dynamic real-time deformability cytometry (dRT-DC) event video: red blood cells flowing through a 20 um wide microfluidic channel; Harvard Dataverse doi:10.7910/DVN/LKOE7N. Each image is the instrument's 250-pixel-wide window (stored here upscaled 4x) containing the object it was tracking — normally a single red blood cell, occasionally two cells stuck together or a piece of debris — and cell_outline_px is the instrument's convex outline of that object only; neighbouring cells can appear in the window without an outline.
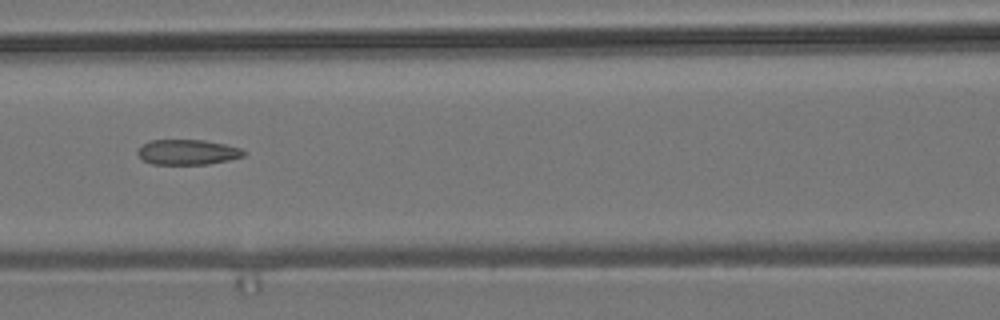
{"species": "common noctule bat (a hibernating species)", "species_latin": "Nyctalus noctula", "temperature_condition": "room temperature", "stored_images_in_passage": 6, "camera_frame_rate_fps": 3000, "um_per_image_px": 0.085, "animal": {"sex": "male", "body_mass_g": 19.2, "forearm_length_mm": 51.8}, "frame": {"image": 1, "passage_image": 4, "time_ms": 3.333, "image_size_px": [1000, 320], "cell_outline_px": [[248, 152], [244, 156], [228, 160], [208, 164], [152, 164], [144, 160], [136, 152], [144, 144], [152, 140], [204, 140], [224, 144], [240, 148]], "centroid_in_image_um": [15.98, 12.93], "position_along_channel_um": 150.6, "area_um2": 15.43}}
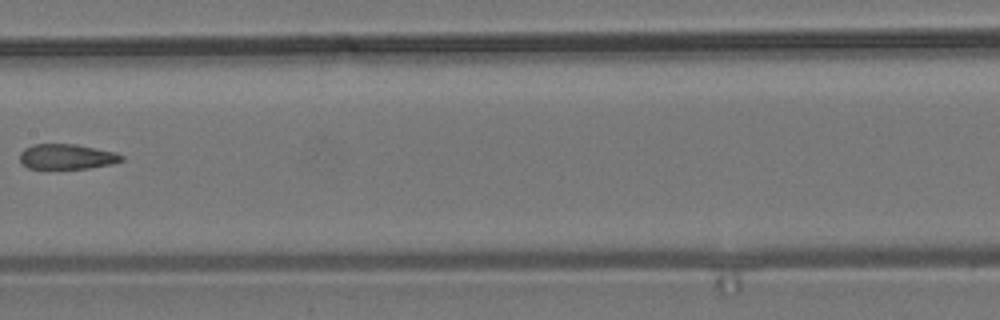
{"frame": {"image": 2, "passage_image": 5, "time_ms": 4.667, "image_size_px": [1000, 320], "cell_outline_px": [[124, 160], [112, 164], [88, 168], [28, 168], [20, 164], [20, 152], [24, 148], [32, 144], [76, 144], [116, 152], [124, 156]], "centroid_in_image_um": [5.67, 13.31], "position_along_channel_um": 201.7, "area_um2": 15.03}}
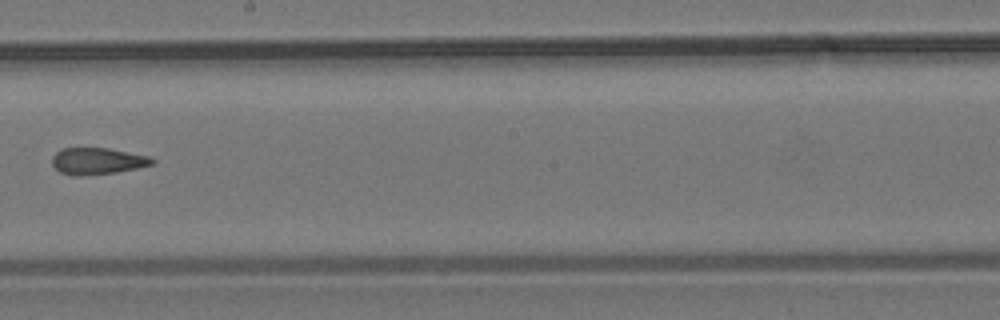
{"frame": {"image": 3, "passage_image": 6, "time_ms": 5.667, "image_size_px": [1000, 320], "cell_outline_px": [[156, 164], [116, 172], [80, 176], [72, 176], [60, 172], [52, 164], [52, 156], [60, 148], [108, 148], [148, 156], [156, 160]], "centroid_in_image_um": [8.27, 13.69], "position_along_channel_um": 239.9, "area_um2": 15.61}}